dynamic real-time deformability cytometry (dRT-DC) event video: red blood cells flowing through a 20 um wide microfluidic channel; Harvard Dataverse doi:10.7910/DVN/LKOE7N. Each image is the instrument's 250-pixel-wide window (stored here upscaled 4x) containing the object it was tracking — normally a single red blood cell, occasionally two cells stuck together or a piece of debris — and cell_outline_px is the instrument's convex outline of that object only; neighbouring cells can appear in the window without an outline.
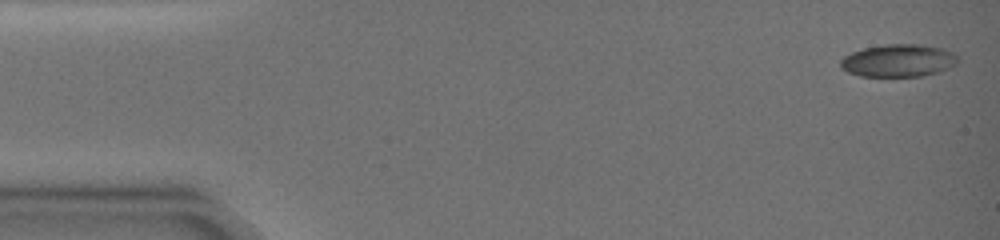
{"species": "common noctule bat (a hibernating species)", "species_latin": "Nyctalus noctula", "temperature_condition": "warm", "stored_images_in_passage": 3, "camera_frame_rate_fps": 3000, "um_per_image_px": 0.085, "animal": {"sex": "female", "body_mass_g": 19.0, "forearm_length_mm": 51.5}, "frame": {"image": 1, "passage_image": 1, "time_ms": 0.0, "image_size_px": [1000, 240], "cell_outline_px": [[960, 60], [956, 64], [940, 72], [920, 76], [860, 76], [848, 72], [840, 68], [840, 60], [844, 56], [852, 52], [864, 48], [884, 44], [920, 44], [944, 48], [952, 52]], "centroid_in_image_um": [76.37, 5.14], "position_along_channel_um": 8.6, "area_um2": 22.43}}